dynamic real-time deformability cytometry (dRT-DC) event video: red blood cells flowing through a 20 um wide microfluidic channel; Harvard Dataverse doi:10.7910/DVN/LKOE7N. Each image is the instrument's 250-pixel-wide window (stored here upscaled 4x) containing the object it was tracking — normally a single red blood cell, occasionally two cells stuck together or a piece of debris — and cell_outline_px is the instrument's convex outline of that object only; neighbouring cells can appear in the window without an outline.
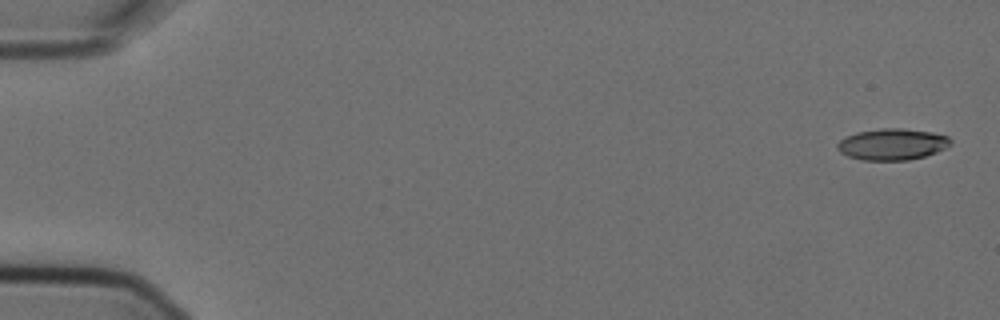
{"species": "Egyptian fruit bat (a non-hibernating species)", "species_latin": "Rousettus aegyptiacus", "temperature_condition": "cold", "stored_images_in_passage": 10, "camera_frame_rate_fps": 3000, "um_per_image_px": 0.085, "animal": {"sex": "female"}, "frame": {"image": 1, "passage_image": 1, "time_ms": 0.0, "image_size_px": [1000, 320], "cell_outline_px": [[952, 144], [936, 152], [924, 156], [908, 160], [860, 160], [848, 156], [840, 152], [836, 148], [836, 144], [844, 136], [856, 132], [880, 128], [900, 128], [928, 132], [948, 136], [952, 140]], "centroid_in_image_um": [75.79, 12.26], "position_along_channel_um": 9.2, "area_um2": 20.75}}
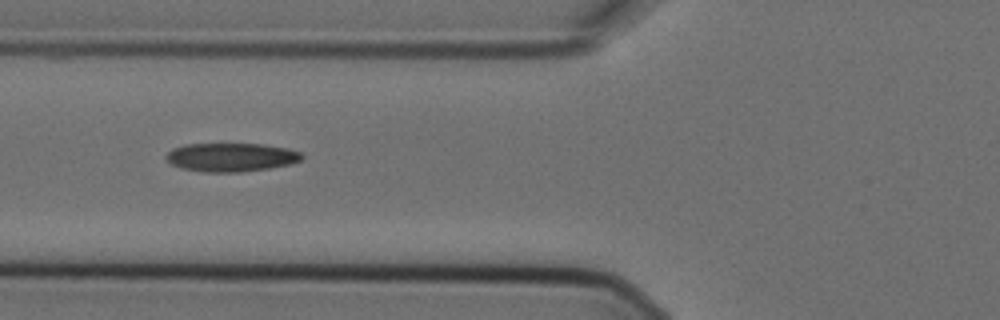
{"frame": {"image": 2, "passage_image": 6, "time_ms": 1.667, "image_size_px": [1000, 320], "cell_outline_px": [[304, 156], [300, 160], [292, 164], [268, 168], [240, 172], [204, 172], [180, 168], [172, 164], [164, 156], [172, 148], [188, 144], [264, 144], [288, 148], [300, 152]], "centroid_in_image_um": [19.65, 13.36], "position_along_channel_um": 106.1, "area_um2": 22.66}}
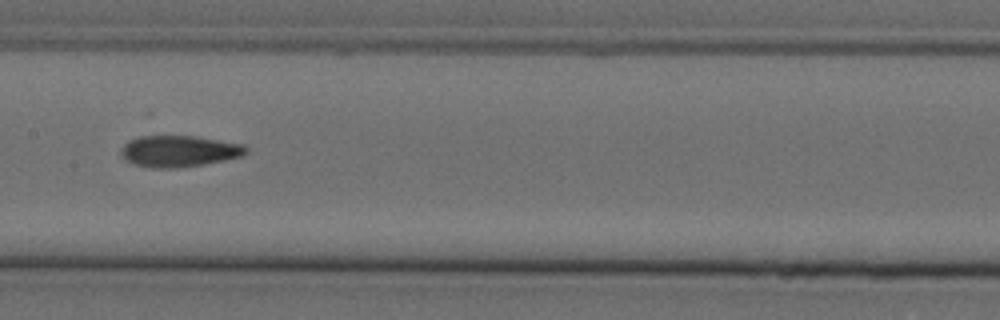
{"frame": {"image": 3, "passage_image": 8, "time_ms": 2.333, "image_size_px": [1000, 320], "cell_outline_px": [[248, 152], [240, 156], [224, 160], [204, 164], [180, 168], [152, 168], [136, 164], [124, 160], [120, 156], [120, 148], [128, 140], [136, 136], [192, 136], [244, 144], [248, 148]], "centroid_in_image_um": [15.17, 12.85], "position_along_channel_um": 192.2, "area_um2": 23.0}}